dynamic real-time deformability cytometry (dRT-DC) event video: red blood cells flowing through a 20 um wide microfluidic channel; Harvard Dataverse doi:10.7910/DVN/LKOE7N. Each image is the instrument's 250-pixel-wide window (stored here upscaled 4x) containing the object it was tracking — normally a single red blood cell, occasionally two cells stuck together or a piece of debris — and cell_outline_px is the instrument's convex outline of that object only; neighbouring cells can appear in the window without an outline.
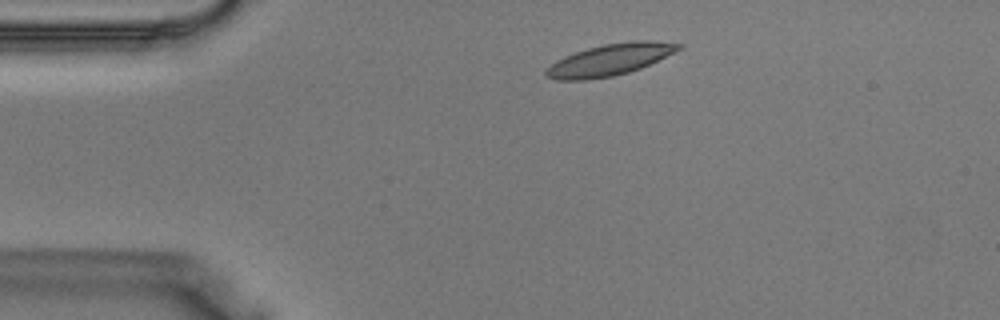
{"species": "Egyptian fruit bat (a non-hibernating species)", "species_latin": "Rousettus aegyptiacus", "temperature_condition": "warm", "stored_images_in_passage": 34, "camera_frame_rate_fps": 3000, "um_per_image_px": 0.085, "animal": {"sex": "male"}, "frame": {"image": 1, "passage_image": 3, "time_ms": 0.667, "image_size_px": [1000, 320], "cell_outline_px": [[684, 48], [640, 68], [628, 72], [612, 76], [588, 80], [556, 80], [544, 76], [544, 72], [556, 60], [564, 56], [588, 48], [604, 44], [628, 40], [652, 40], [684, 44]], "centroid_in_image_um": [51.85, 5.07], "position_along_channel_um": 33.1, "area_um2": 24.51}}
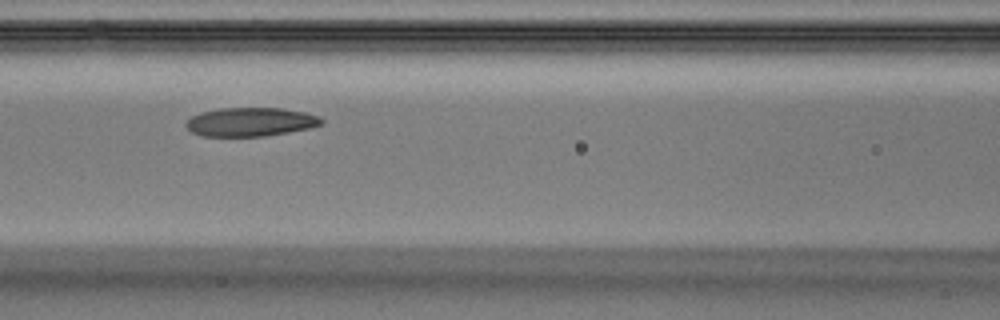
{"frame": {"image": 2, "passage_image": 12, "time_ms": 3.667, "image_size_px": [1000, 320], "cell_outline_px": [[324, 124], [312, 128], [264, 136], [200, 136], [192, 132], [184, 124], [192, 116], [200, 112], [220, 108], [284, 108], [304, 112], [320, 116], [324, 120]], "centroid_in_image_um": [21.33, 10.36], "position_along_channel_um": 145.3, "area_um2": 22.89}}
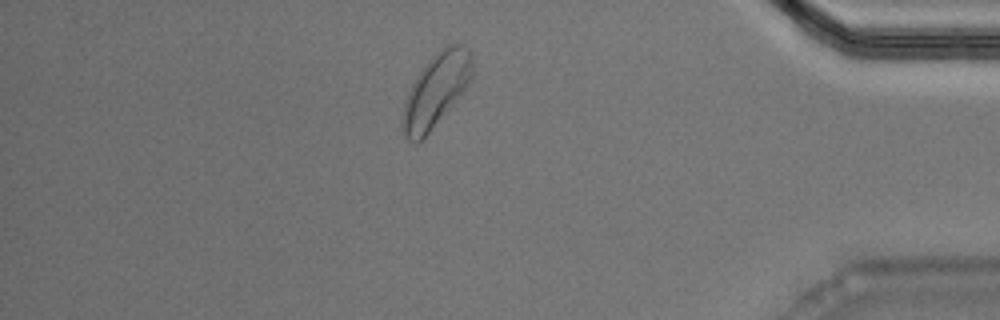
{"frame": {"image": 3, "passage_image": 29, "time_ms": 9.333, "image_size_px": [1000, 320], "cell_outline_px": [[472, 76], [468, 84], [428, 132], [420, 140], [408, 140], [400, 124], [404, 104], [412, 84], [428, 60], [440, 48], [448, 44], [460, 44], [472, 52]], "centroid_in_image_um": [37.06, 7.6], "position_along_channel_um": 398.1, "area_um2": 28.78}}